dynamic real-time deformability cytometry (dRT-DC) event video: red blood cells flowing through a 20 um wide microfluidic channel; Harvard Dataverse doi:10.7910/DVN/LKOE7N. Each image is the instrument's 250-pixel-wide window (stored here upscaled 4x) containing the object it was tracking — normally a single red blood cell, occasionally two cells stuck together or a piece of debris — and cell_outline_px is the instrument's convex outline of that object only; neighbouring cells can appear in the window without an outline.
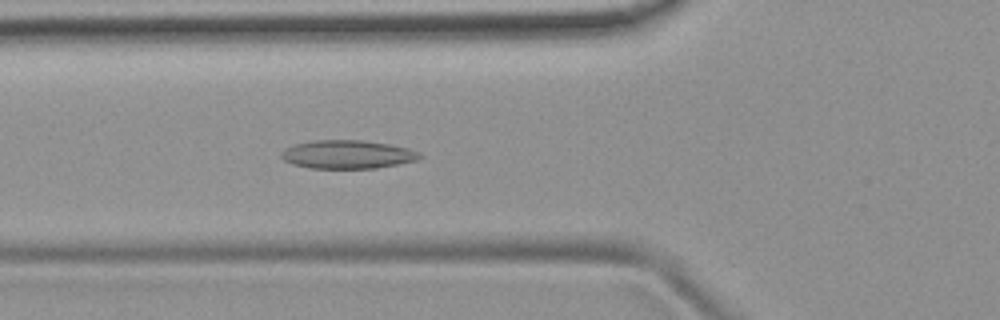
{"species": "common noctule bat (a hibernating species)", "species_latin": "Nyctalus noctula", "temperature_condition": "room temperature", "stored_images_in_passage": 52, "camera_frame_rate_fps": 3000, "um_per_image_px": 0.085, "animal": {"sex": "female", "body_mass_g": 19.9}, "frame": {"image": 1, "passage_image": 18, "time_ms": 5.667, "image_size_px": [1000, 320], "cell_outline_px": [[424, 156], [416, 160], [376, 168], [308, 168], [292, 164], [284, 160], [280, 156], [280, 152], [284, 148], [296, 144], [312, 140], [360, 140], [388, 144], [408, 148], [420, 152]], "centroid_in_image_um": [29.5, 13.12], "position_along_channel_um": 96.3, "area_um2": 22.95}}
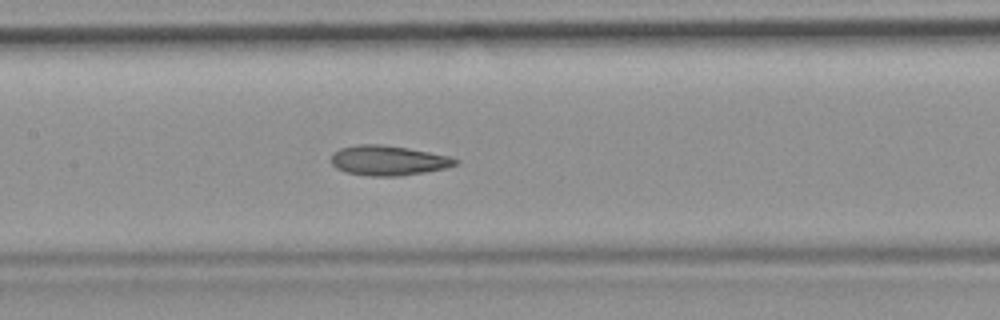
{"frame": {"image": 2, "passage_image": 24, "time_ms": 7.667, "image_size_px": [1000, 320], "cell_outline_px": [[460, 164], [444, 168], [424, 172], [400, 176], [368, 176], [348, 172], [336, 168], [332, 164], [332, 152], [340, 148], [356, 144], [384, 144], [408, 148], [452, 156], [460, 160]], "centroid_in_image_um": [33.03, 13.63], "position_along_channel_um": 174.4, "area_um2": 21.85}}
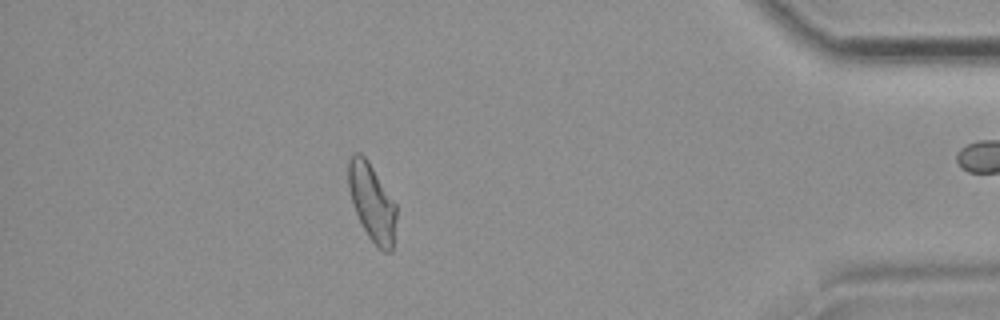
{"frame": {"image": 3, "passage_image": 45, "time_ms": 14.667, "image_size_px": [1000, 320], "cell_outline_px": [[396, 220], [392, 252], [384, 252], [368, 236], [356, 212], [348, 188], [348, 160], [356, 152], [360, 152], [368, 160], [396, 204]], "centroid_in_image_um": [31.62, 17.18], "position_along_channel_um": 403.6, "area_um2": 21.33}, "authors_computed_cell_mechanics": {"area_um2": 21.8773, "velocity_mm_per_s": 3.896, "shape_relaxation_time_tau1_ms": null, "shape_relaxation_time_tau2_ms": 2.9341, "deformation_change_tau1": null, "deformation_change_tau2": 0.0954}}